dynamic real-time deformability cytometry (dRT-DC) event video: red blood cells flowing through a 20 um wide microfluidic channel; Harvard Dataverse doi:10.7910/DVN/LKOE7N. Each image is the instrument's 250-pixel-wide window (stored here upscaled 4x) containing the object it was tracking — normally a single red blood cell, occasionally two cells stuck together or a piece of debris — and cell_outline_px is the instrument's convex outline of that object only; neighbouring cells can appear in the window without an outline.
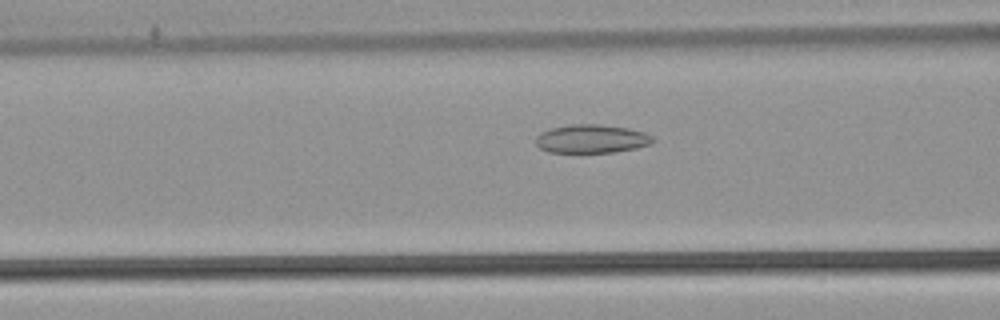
{"species": "common noctule bat (a hibernating species)", "species_latin": "Nyctalus noctula", "temperature_condition": "warm", "stored_images_in_passage": 49, "segment_of_instrument_passage": [1, 2], "camera_frame_rate_fps": 3000, "um_per_image_px": 0.085, "animal": {"sex": "male", "body_mass_g": 21.5, "forearm_length_mm": 52.0}, "frame": {"image": 1, "passage_image": 16, "time_ms": 5.0, "image_size_px": [1000, 320], "cell_outline_px": [[656, 140], [652, 144], [636, 148], [612, 152], [548, 152], [540, 148], [536, 144], [536, 136], [540, 132], [552, 128], [568, 124], [600, 124], [628, 128], [644, 132], [652, 136]], "centroid_in_image_um": [50.29, 11.79], "position_along_channel_um": 116.3, "area_um2": 19.54}}
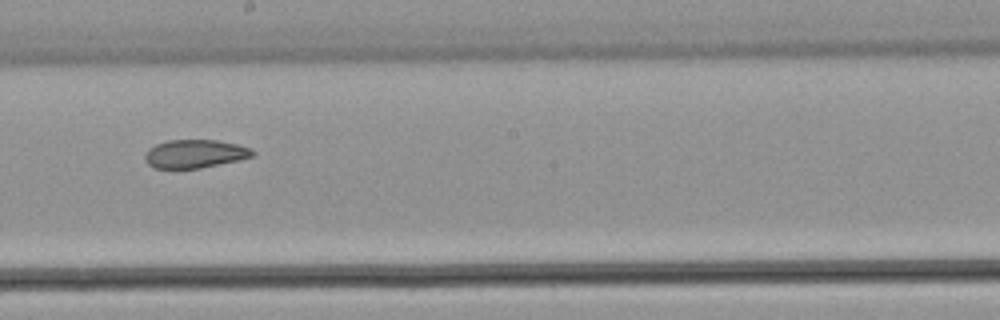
{"frame": {"image": 2, "passage_image": 25, "time_ms": 8.0, "image_size_px": [1000, 320], "cell_outline_px": [[256, 152], [252, 156], [240, 160], [200, 168], [152, 168], [144, 160], [144, 156], [148, 148], [156, 144], [168, 140], [216, 140], [236, 144], [252, 148]], "centroid_in_image_um": [16.56, 13.07], "position_along_channel_um": 231.6, "area_um2": 17.86}}
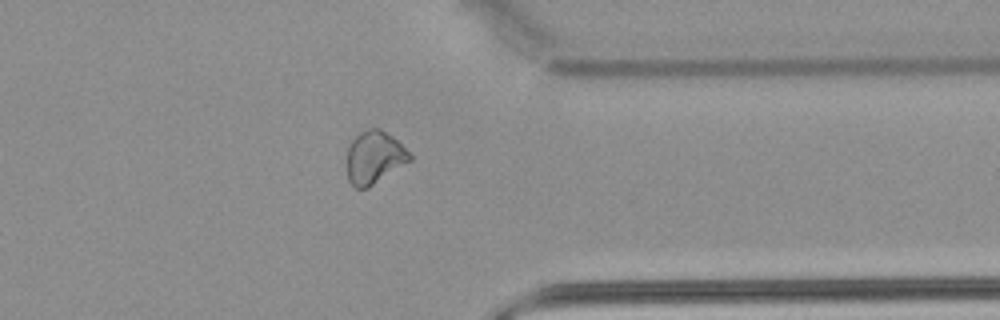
{"frame": {"image": 3, "passage_image": 37, "time_ms": 12.0, "image_size_px": [1000, 320], "cell_outline_px": [[412, 160], [368, 188], [356, 188], [348, 180], [348, 148], [352, 140], [360, 132], [368, 128], [380, 128], [392, 136], [412, 156]], "centroid_in_image_um": [31.82, 13.38], "position_along_channel_um": 379.6, "area_um2": 19.07}}